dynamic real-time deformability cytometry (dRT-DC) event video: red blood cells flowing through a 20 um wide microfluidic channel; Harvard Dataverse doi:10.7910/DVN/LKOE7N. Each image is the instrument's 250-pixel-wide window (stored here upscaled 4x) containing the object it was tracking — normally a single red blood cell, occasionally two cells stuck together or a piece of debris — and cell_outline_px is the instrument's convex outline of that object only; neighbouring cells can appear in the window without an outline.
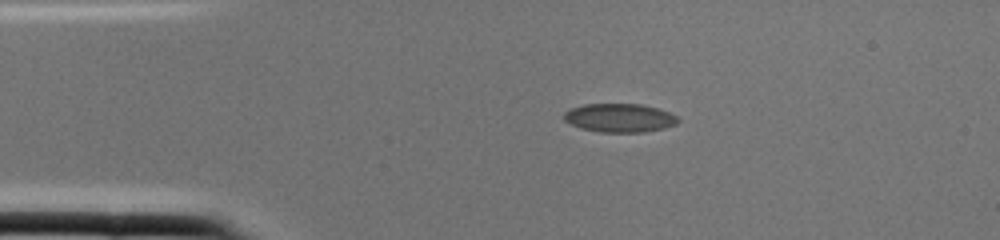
{"species": "common noctule bat (a hibernating species)", "species_latin": "Nyctalus noctula", "temperature_condition": "cold", "stored_images_in_passage": 1, "camera_frame_rate_fps": 3000, "um_per_image_px": 0.085, "animal": {"sex": "female", "body_mass_g": 22.0, "forearm_length_mm": 56.7}, "frame": {"image": 1, "passage_image": 1, "time_ms": 0.0, "image_size_px": [1000, 240], "cell_outline_px": [[680, 120], [676, 124], [664, 128], [644, 132], [600, 132], [580, 128], [564, 120], [564, 112], [568, 108], [584, 104], [640, 104], [656, 108], [668, 112], [676, 116]], "centroid_in_image_um": [52.63, 10.02], "position_along_channel_um": 32.4, "area_um2": 19.02}}